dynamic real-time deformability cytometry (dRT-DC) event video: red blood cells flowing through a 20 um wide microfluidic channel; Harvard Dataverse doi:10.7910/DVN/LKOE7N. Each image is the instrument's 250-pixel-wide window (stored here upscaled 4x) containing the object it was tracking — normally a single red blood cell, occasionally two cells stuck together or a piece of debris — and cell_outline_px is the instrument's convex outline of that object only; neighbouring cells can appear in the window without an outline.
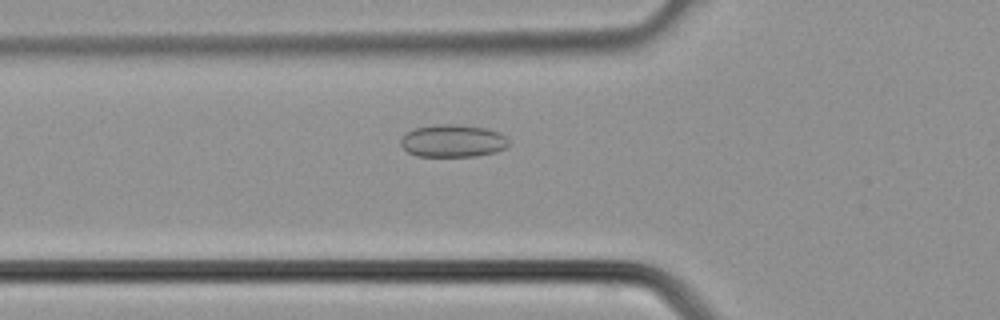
{"species": "common noctule bat (a hibernating species)", "species_latin": "Nyctalus noctula", "temperature_condition": "cold", "stored_images_in_passage": 38, "camera_frame_rate_fps": 3000, "um_per_image_px": 0.085, "animal": {"sex": "male", "body_mass_g": 21.5, "forearm_length_mm": 52.0}, "frame": {"image": 1, "passage_image": 13, "time_ms": 4.0, "image_size_px": [1000, 320], "cell_outline_px": [[508, 144], [504, 148], [496, 152], [476, 156], [416, 156], [408, 152], [400, 144], [400, 140], [404, 132], [416, 128], [432, 124], [456, 124], [484, 128], [500, 132], [508, 140]], "centroid_in_image_um": [38.45, 11.97], "position_along_channel_um": 87.4, "area_um2": 20.58}}
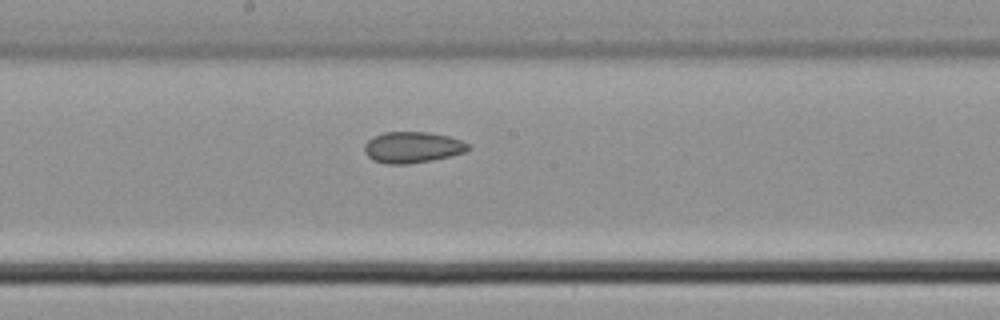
{"frame": {"image": 2, "passage_image": 20, "time_ms": 6.333, "image_size_px": [1000, 320], "cell_outline_px": [[472, 148], [464, 152], [452, 156], [432, 160], [408, 164], [388, 164], [372, 160], [364, 152], [364, 144], [372, 136], [384, 132], [428, 132], [448, 136], [460, 140], [468, 144]], "centroid_in_image_um": [35.04, 12.52], "position_along_channel_um": 213.2, "area_um2": 18.96}}
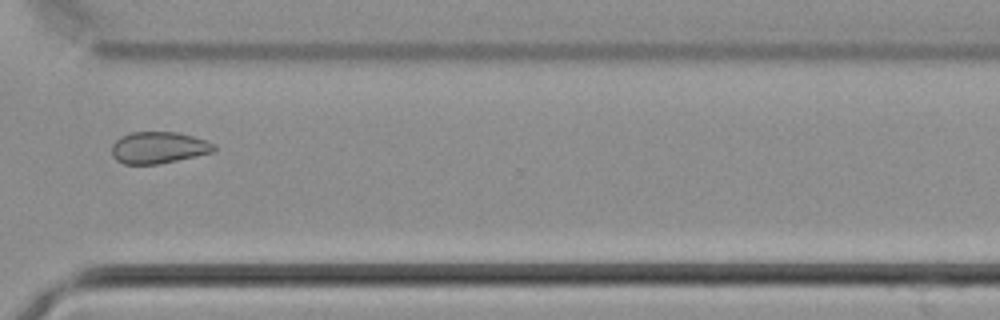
{"frame": {"image": 3, "passage_image": 28, "time_ms": 9.0, "image_size_px": [1000, 320], "cell_outline_px": [[216, 148], [212, 152], [176, 160], [156, 164], [124, 164], [116, 160], [112, 156], [112, 144], [120, 136], [132, 132], [180, 132], [216, 144]], "centroid_in_image_um": [13.44, 12.54], "position_along_channel_um": 357.2, "area_um2": 18.79}}